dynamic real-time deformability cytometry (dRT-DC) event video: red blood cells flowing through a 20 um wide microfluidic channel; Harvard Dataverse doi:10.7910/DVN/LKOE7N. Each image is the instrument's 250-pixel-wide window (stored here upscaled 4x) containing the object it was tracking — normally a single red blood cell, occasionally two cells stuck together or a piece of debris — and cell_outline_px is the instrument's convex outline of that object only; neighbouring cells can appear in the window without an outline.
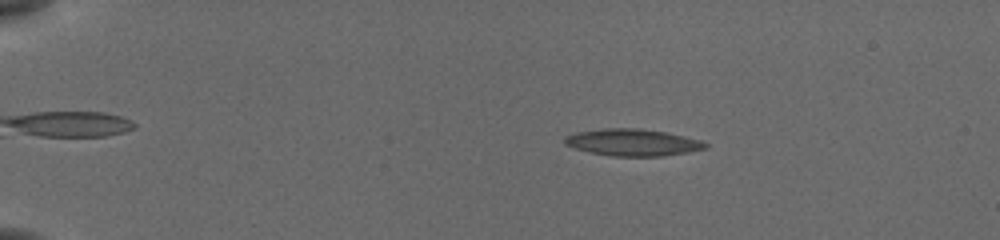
{"species": "common noctule bat (a hibernating species)", "species_latin": "Nyctalus noctula", "temperature_condition": "cold", "stored_images_in_passage": 53, "camera_frame_rate_fps": 3000, "um_per_image_px": 0.085, "animal": {"sex": "female", "body_mass_g": 19.5, "forearm_length_mm": 54.1}, "frame": {"image": 1, "passage_image": 8, "time_ms": 2.333, "image_size_px": [1000, 240], "cell_outline_px": [[708, 148], [688, 152], [660, 156], [612, 156], [592, 152], [576, 148], [564, 144], [564, 136], [576, 132], [604, 128], [636, 128], [664, 132], [684, 136], [700, 140], [708, 144]], "centroid_in_image_um": [53.77, 12.1], "position_along_channel_um": 31.2, "area_um2": 21.85}}
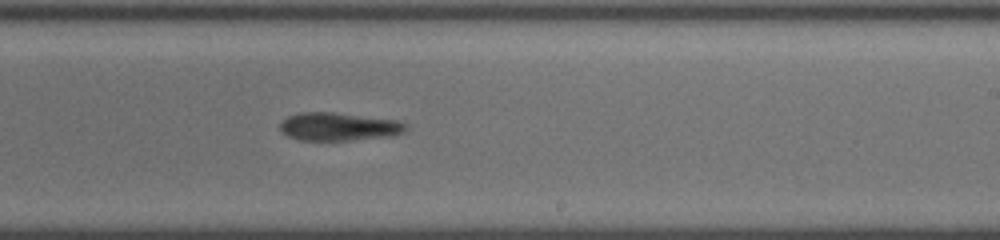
{"frame": {"image": 2, "passage_image": 33, "time_ms": 10.667, "image_size_px": [1000, 240], "cell_outline_px": [[408, 128], [404, 132], [392, 136], [348, 140], [296, 140], [280, 132], [280, 124], [288, 116], [300, 112], [336, 112], [400, 120], [408, 124]], "centroid_in_image_um": [28.82, 10.76], "position_along_channel_um": 260.2, "area_um2": 20.92}}
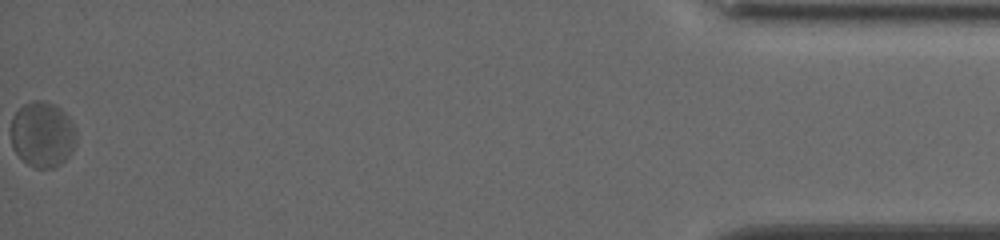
{"frame": {"image": 3, "passage_image": 53, "time_ms": 17.333, "image_size_px": [1000, 240], "cell_outline_px": [[76, 144], [72, 152], [60, 164], [52, 168], [36, 168], [28, 164], [12, 148], [12, 116], [24, 104], [32, 100], [44, 100], [56, 104], [72, 120], [76, 136]], "centroid_in_image_um": [3.63, 11.4], "position_along_channel_um": 431.6, "area_um2": 25.03}, "authors_computed_cell_mechanics": {"area_um2": 21.5594, "velocity_mm_per_s": 3.7829, "shape_relaxation_time_tau1_ms": null, "shape_relaxation_time_tau2_ms": 2.1461, "deformation_change_tau1": null, "deformation_change_tau2": 0.075}}